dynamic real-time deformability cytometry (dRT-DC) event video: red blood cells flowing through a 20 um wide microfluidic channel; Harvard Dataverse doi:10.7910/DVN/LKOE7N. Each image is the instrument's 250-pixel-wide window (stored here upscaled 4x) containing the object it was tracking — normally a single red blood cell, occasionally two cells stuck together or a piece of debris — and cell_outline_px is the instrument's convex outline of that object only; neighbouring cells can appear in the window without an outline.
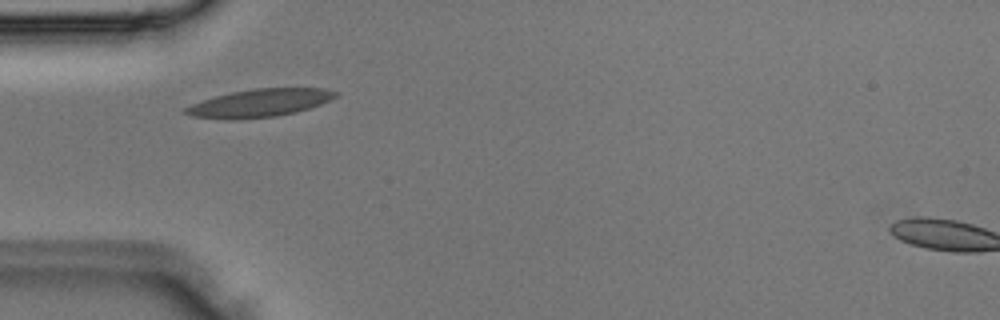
{"species": "Egyptian fruit bat (a non-hibernating species)", "species_latin": "Rousettus aegyptiacus", "temperature_condition": "room temperature", "stored_images_in_passage": 1, "camera_frame_rate_fps": 3000, "um_per_image_px": 0.085, "animal": {"sex": "male"}, "frame": {"image": 1, "passage_image": 1, "time_ms": 0.0, "image_size_px": [1000, 320], "cell_outline_px": [[336, 96], [320, 104], [296, 112], [276, 116], [236, 120], [232, 120], [192, 116], [180, 112], [184, 108], [192, 104], [216, 96], [232, 92], [252, 88], [328, 88], [336, 92]], "centroid_in_image_um": [22.03, 8.76], "position_along_channel_um": 63.0, "area_um2": 24.28}}